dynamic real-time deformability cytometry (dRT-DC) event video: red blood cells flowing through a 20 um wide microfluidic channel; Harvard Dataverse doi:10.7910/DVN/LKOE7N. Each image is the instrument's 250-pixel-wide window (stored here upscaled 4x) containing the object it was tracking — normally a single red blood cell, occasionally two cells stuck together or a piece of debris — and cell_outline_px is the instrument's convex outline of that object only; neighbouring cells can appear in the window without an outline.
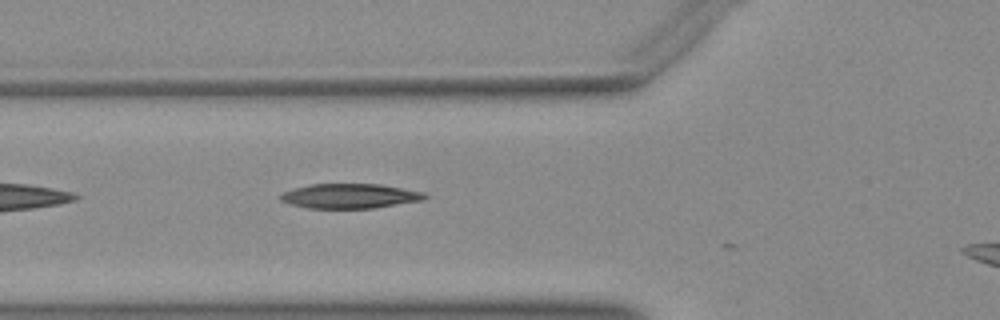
{"species": "Egyptian fruit bat (a non-hibernating species)", "species_latin": "Rousettus aegyptiacus", "temperature_condition": "warm", "stored_images_in_passage": 7, "camera_frame_rate_fps": 3000, "um_per_image_px": 0.085, "animal": {"sex": "female"}, "frame": {"image": 1, "passage_image": 4, "time_ms": 1.0, "image_size_px": [1000, 320], "cell_outline_px": [[428, 196], [424, 200], [372, 208], [308, 208], [292, 204], [280, 200], [280, 196], [284, 192], [296, 188], [312, 184], [380, 184], [424, 192]], "centroid_in_image_um": [29.78, 16.66], "position_along_channel_um": 96.0, "area_um2": 20.52}}